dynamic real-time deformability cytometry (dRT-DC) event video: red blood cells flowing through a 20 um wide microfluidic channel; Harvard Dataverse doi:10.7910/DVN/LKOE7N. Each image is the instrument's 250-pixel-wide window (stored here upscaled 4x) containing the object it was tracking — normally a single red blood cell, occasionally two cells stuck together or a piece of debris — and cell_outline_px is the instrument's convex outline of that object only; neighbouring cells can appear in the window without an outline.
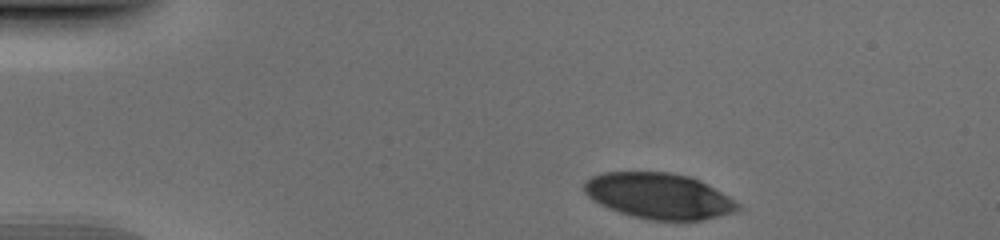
{"species": "human", "species_latin": "Homo sapiens", "temperature_condition": "cold", "stored_images_in_passage": 36, "camera_frame_rate_fps": 3000, "um_per_image_px": 0.085, "donor": {"sex": "male"}, "frame": {"image": 1, "passage_image": 1, "time_ms": 0.0, "image_size_px": [1000, 240], "cell_outline_px": [[740, 208], [736, 212], [704, 220], [652, 220], [632, 216], [608, 208], [592, 200], [584, 192], [584, 180], [600, 172], [668, 172], [688, 176], [700, 180], [728, 196], [740, 204]], "centroid_in_image_um": [55.99, 16.65], "position_along_channel_um": 29.0, "area_um2": 41.04}}
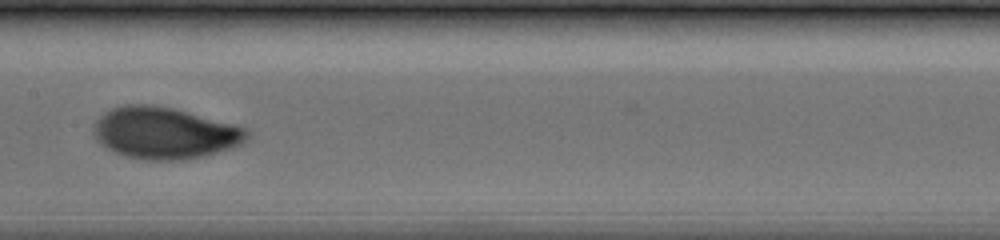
{"frame": {"image": 2, "passage_image": 19, "time_ms": 6.0, "image_size_px": [1000, 240], "cell_outline_px": [[252, 132], [248, 140], [244, 144], [232, 148], [204, 156], [184, 160], [144, 160], [124, 156], [112, 152], [100, 144], [96, 140], [92, 132], [92, 128], [96, 120], [104, 112], [112, 108], [124, 104], [152, 104], [172, 108], [236, 124], [248, 128]], "centroid_in_image_um": [14.01, 11.31], "position_along_channel_um": 193.4, "area_um2": 47.05}}
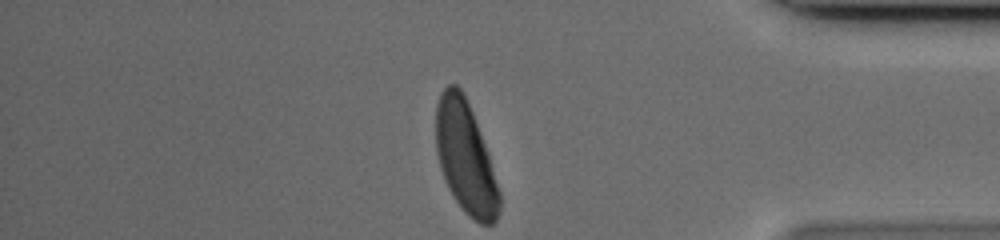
{"frame": {"image": 3, "passage_image": 36, "time_ms": 11.667, "image_size_px": [1000, 240], "cell_outline_px": [[500, 208], [496, 220], [492, 224], [480, 224], [468, 216], [464, 212], [448, 188], [440, 168], [436, 152], [436, 104], [444, 88], [448, 84], [456, 84], [460, 88], [472, 112], [488, 152], [500, 192]], "centroid_in_image_um": [39.56, 13.42], "position_along_channel_um": 395.6, "area_um2": 41.1}}